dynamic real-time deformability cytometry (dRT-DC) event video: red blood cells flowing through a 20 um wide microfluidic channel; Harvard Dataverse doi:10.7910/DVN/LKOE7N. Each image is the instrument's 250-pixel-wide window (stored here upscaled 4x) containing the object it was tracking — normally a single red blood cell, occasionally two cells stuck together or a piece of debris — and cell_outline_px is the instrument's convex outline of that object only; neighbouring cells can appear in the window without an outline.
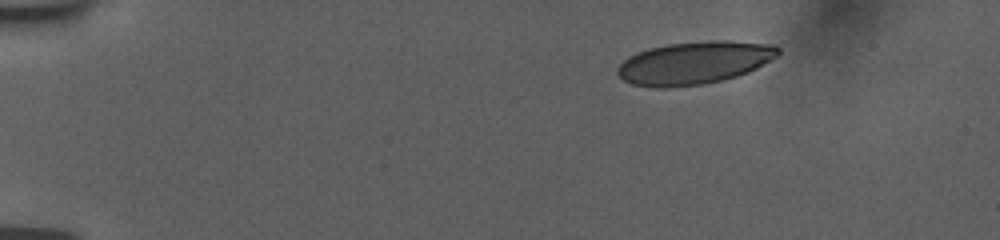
{"species": "human", "species_latin": "Homo sapiens", "temperature_condition": "room temperature", "stored_images_in_passage": 24, "camera_frame_rate_fps": 3000, "um_per_image_px": 0.085, "donor": {"sex": "female"}, "frame": {"image": 1, "passage_image": 1, "time_ms": 0.0, "image_size_px": [1000, 240], "cell_outline_px": [[780, 52], [776, 56], [756, 68], [748, 72], [736, 76], [704, 84], [668, 88], [656, 88], [632, 84], [624, 80], [616, 72], [616, 68], [628, 56], [648, 48], [668, 44], [708, 40], [728, 40], [772, 44], [780, 48]], "centroid_in_image_um": [58.99, 5.33], "position_along_channel_um": 26.0, "area_um2": 40.06}}
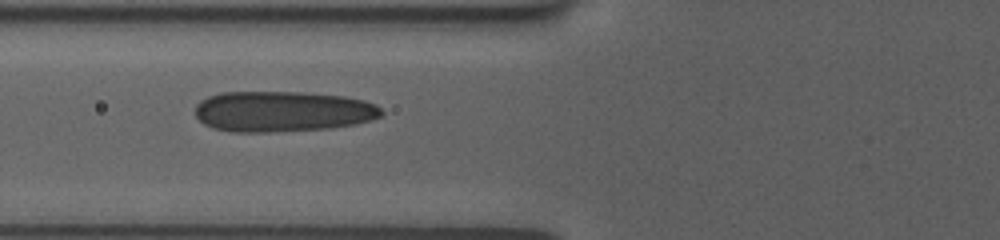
{"frame": {"image": 2, "passage_image": 14, "time_ms": 4.667, "image_size_px": [1000, 240], "cell_outline_px": [[384, 112], [380, 116], [368, 120], [352, 124], [328, 128], [268, 132], [232, 132], [212, 128], [204, 124], [196, 116], [196, 104], [200, 100], [208, 96], [220, 92], [304, 92], [344, 96], [364, 100], [376, 104]], "centroid_in_image_um": [23.97, 9.46], "position_along_channel_um": 101.8, "area_um2": 44.16}}
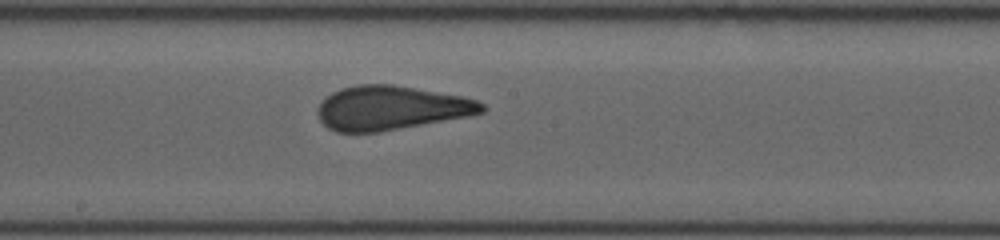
{"frame": {"image": 3, "passage_image": 24, "time_ms": 7.667, "image_size_px": [1000, 240], "cell_outline_px": [[488, 108], [484, 112], [468, 116], [380, 132], [336, 132], [328, 128], [320, 120], [316, 112], [320, 104], [332, 92], [340, 88], [356, 84], [392, 84], [460, 96], [476, 100], [484, 104]], "centroid_in_image_um": [33.22, 9.18], "position_along_channel_um": 215.0, "area_um2": 42.08}}